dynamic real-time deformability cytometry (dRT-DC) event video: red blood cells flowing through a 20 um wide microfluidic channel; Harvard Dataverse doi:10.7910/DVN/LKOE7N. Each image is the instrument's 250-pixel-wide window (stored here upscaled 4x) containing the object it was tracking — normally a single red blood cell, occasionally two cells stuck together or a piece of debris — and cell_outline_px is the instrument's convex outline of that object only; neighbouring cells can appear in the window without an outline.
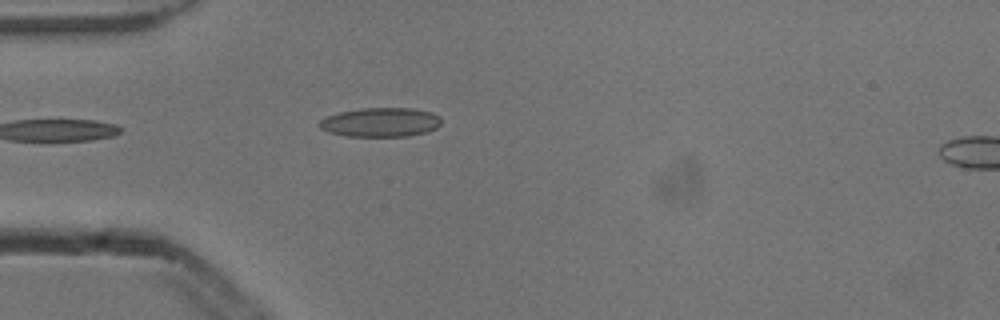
{"species": "common noctule bat (a hibernating species)", "species_latin": "Nyctalus noctula", "temperature_condition": "cold", "stored_images_in_passage": 3, "camera_frame_rate_fps": 3000, "um_per_image_px": 0.085, "animal": {"sex": "male", "body_mass_g": 13.3}, "frame": {"image": 1, "passage_image": 2, "time_ms": 0.333, "image_size_px": [1000, 320], "cell_outline_px": [[440, 124], [436, 128], [428, 132], [408, 136], [344, 136], [328, 132], [320, 128], [320, 120], [328, 116], [340, 112], [360, 108], [412, 108], [432, 112], [440, 116]], "centroid_in_image_um": [32.37, 10.39], "position_along_channel_um": 52.6, "area_um2": 20.75}}